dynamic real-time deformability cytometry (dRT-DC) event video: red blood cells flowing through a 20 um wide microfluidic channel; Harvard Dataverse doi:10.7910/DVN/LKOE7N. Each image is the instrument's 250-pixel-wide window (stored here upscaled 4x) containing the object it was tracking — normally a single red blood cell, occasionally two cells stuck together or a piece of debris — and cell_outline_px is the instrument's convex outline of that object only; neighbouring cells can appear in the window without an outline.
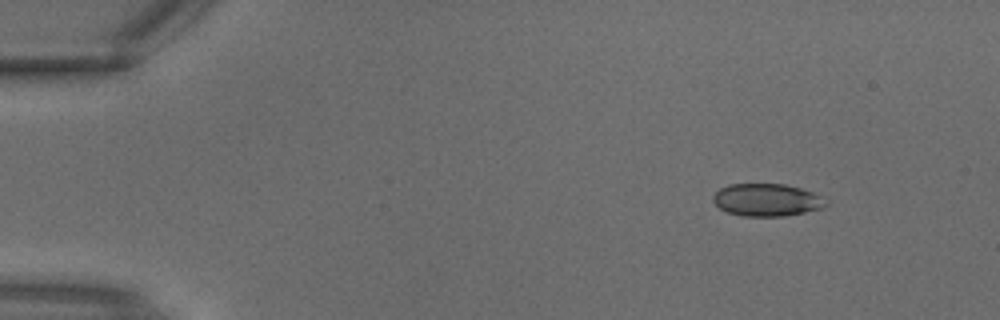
{"species": "common noctule bat (a hibernating species)", "species_latin": "Nyctalus noctula", "temperature_condition": "warm", "stored_images_in_passage": 3, "camera_frame_rate_fps": 3000, "um_per_image_px": 0.085, "animal": {"sex": "male", "body_mass_g": 18.8}, "frame": {"image": 1, "passage_image": 1, "time_ms": 0.0, "image_size_px": [1000, 320], "cell_outline_px": [[828, 204], [820, 208], [804, 212], [784, 216], [744, 216], [728, 212], [720, 208], [712, 200], [712, 196], [720, 188], [728, 184], [784, 184], [800, 188], [812, 192], [828, 200]], "centroid_in_image_um": [65.17, 16.99], "position_along_channel_um": 19.8, "area_um2": 21.27}}
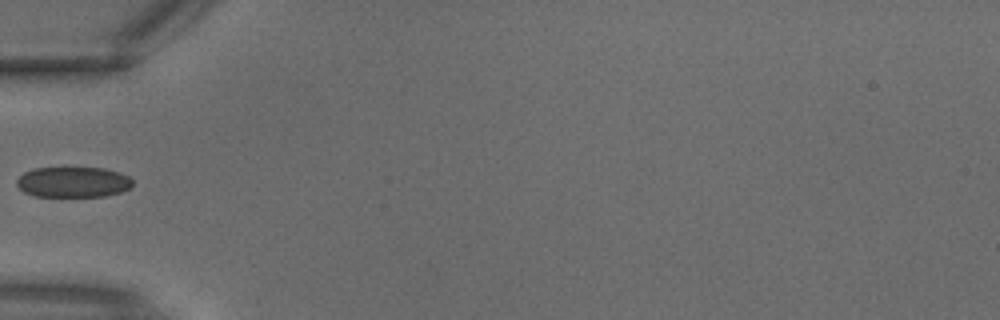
{"frame": {"image": 2, "passage_image": 3, "time_ms": 0.667, "image_size_px": [1000, 320], "cell_outline_px": [[132, 188], [120, 192], [104, 196], [36, 196], [24, 192], [16, 184], [16, 180], [24, 172], [32, 168], [64, 164], [104, 168], [120, 172], [128, 176], [132, 180]], "centroid_in_image_um": [6.2, 15.41], "position_along_channel_um": 78.8, "area_um2": 21.68}}